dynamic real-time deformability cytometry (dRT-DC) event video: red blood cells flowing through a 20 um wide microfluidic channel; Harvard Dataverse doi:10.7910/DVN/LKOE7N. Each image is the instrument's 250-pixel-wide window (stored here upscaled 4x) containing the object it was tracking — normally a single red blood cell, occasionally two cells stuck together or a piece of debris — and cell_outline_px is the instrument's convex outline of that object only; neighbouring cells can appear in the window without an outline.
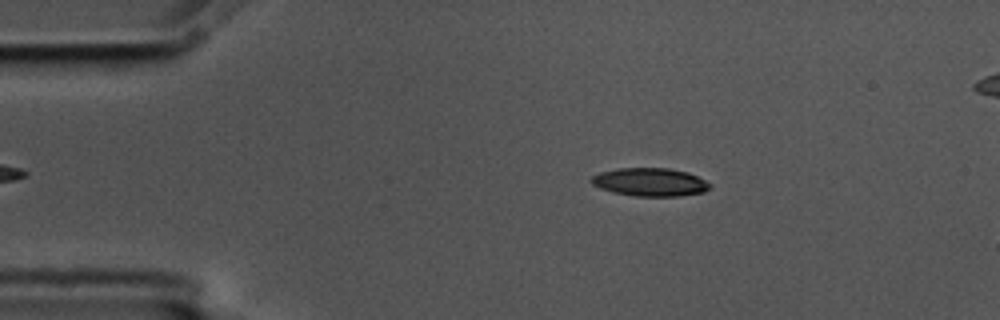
{"species": "common noctule bat (a hibernating species)", "species_latin": "Nyctalus noctula", "temperature_condition": "cold", "stored_images_in_passage": 48, "camera_frame_rate_fps": 3000, "um_per_image_px": 0.085, "animal": {"sex": "male", "body_mass_g": 17.5, "forearm_length_mm": 52.3}, "frame": {"image": 1, "passage_image": 10, "time_ms": 3.0, "image_size_px": [1000, 320], "cell_outline_px": [[712, 188], [704, 192], [680, 196], [636, 196], [612, 192], [600, 188], [592, 184], [588, 180], [592, 176], [600, 172], [616, 168], [668, 168], [688, 172], [712, 184]], "centroid_in_image_um": [55.25, 15.48], "position_along_channel_um": 29.8, "area_um2": 19.65}}
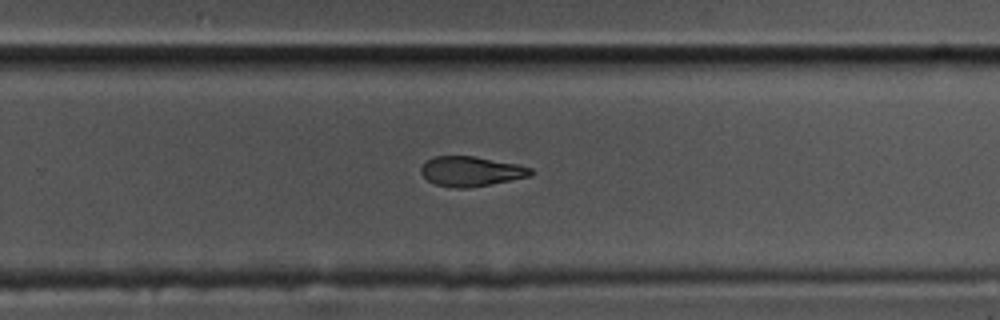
{"frame": {"image": 2, "passage_image": 36, "time_ms": 11.667, "image_size_px": [1000, 320], "cell_outline_px": [[532, 176], [468, 188], [452, 188], [436, 184], [428, 180], [420, 172], [420, 168], [432, 156], [472, 156], [520, 164], [532, 168]], "centroid_in_image_um": [40.05, 14.56], "position_along_channel_um": 289.7, "area_um2": 19.07}}
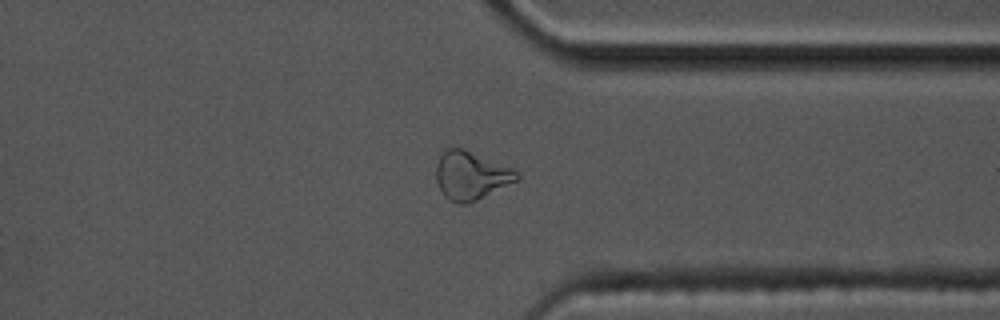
{"frame": {"image": 3, "passage_image": 43, "time_ms": 14.0, "image_size_px": [1000, 320], "cell_outline_px": [[520, 180], [468, 204], [460, 204], [448, 200], [444, 196], [436, 180], [436, 164], [444, 148], [464, 148], [512, 168], [520, 176]], "centroid_in_image_um": [40.03, 14.92], "position_along_channel_um": 371.4, "area_um2": 22.89}, "authors_computed_cell_mechanics": {"area_um2": 19.941, "velocity_mm_per_s": 3.5772, "shape_relaxation_time_tau1_ms": null, "shape_relaxation_time_tau2_ms": 7.4452, "deformation_change_tau1": null, "deformation_change_tau2": 0.1751}}